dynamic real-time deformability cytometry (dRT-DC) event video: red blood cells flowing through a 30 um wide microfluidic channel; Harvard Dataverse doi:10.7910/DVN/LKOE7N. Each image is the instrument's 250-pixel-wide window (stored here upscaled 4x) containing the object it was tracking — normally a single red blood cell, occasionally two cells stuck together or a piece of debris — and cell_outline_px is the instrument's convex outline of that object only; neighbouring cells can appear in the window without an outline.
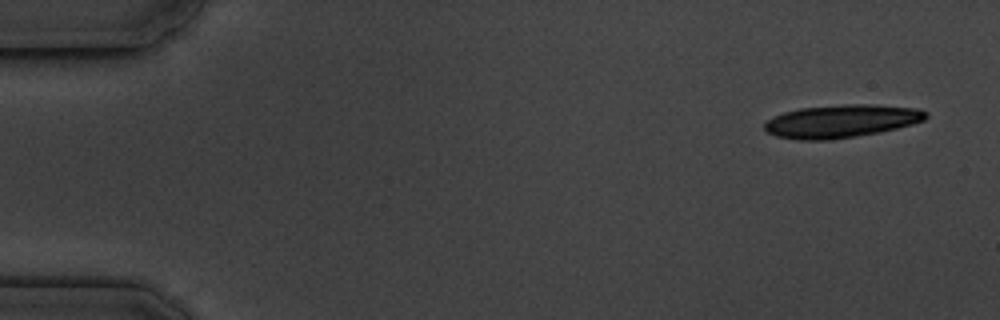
{"species": "common noctule bat (a hibernating species)", "species_latin": "Nyctalus noctula", "temperature_condition": "cold", "stored_images_in_passage": 5, "camera_frame_rate_fps": 3000, "um_per_image_px": 0.085, "animal": {"sex": "male", "body_mass_g": 19.5, "forearm_length_mm": 54.6}, "frame": {"image": 1, "passage_image": 1, "time_ms": 0.0, "image_size_px": [1000, 320], "cell_outline_px": [[928, 116], [924, 120], [912, 124], [880, 132], [828, 140], [800, 140], [776, 136], [768, 132], [764, 128], [764, 124], [768, 120], [784, 112], [800, 108], [844, 104], [876, 104], [916, 108], [928, 112]], "centroid_in_image_um": [71.53, 10.29], "position_along_channel_um": 13.5, "area_um2": 30.87}}